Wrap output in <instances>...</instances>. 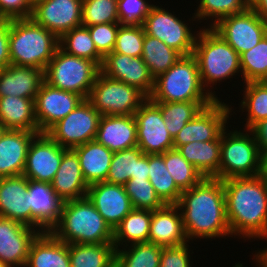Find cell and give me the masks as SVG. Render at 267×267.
Segmentation results:
<instances>
[{
	"mask_svg": "<svg viewBox=\"0 0 267 267\" xmlns=\"http://www.w3.org/2000/svg\"><path fill=\"white\" fill-rule=\"evenodd\" d=\"M223 181L231 236L267 238V171Z\"/></svg>",
	"mask_w": 267,
	"mask_h": 267,
	"instance_id": "1",
	"label": "cell"
},
{
	"mask_svg": "<svg viewBox=\"0 0 267 267\" xmlns=\"http://www.w3.org/2000/svg\"><path fill=\"white\" fill-rule=\"evenodd\" d=\"M176 205L181 210L188 241L231 235L222 180L204 177L189 190L182 191Z\"/></svg>",
	"mask_w": 267,
	"mask_h": 267,
	"instance_id": "2",
	"label": "cell"
},
{
	"mask_svg": "<svg viewBox=\"0 0 267 267\" xmlns=\"http://www.w3.org/2000/svg\"><path fill=\"white\" fill-rule=\"evenodd\" d=\"M50 232L67 244L113 243V229L87 196L64 202L60 220Z\"/></svg>",
	"mask_w": 267,
	"mask_h": 267,
	"instance_id": "3",
	"label": "cell"
},
{
	"mask_svg": "<svg viewBox=\"0 0 267 267\" xmlns=\"http://www.w3.org/2000/svg\"><path fill=\"white\" fill-rule=\"evenodd\" d=\"M59 39L31 18L10 19V64L42 69L54 57Z\"/></svg>",
	"mask_w": 267,
	"mask_h": 267,
	"instance_id": "4",
	"label": "cell"
},
{
	"mask_svg": "<svg viewBox=\"0 0 267 267\" xmlns=\"http://www.w3.org/2000/svg\"><path fill=\"white\" fill-rule=\"evenodd\" d=\"M203 88L196 57L186 55L154 79L153 102H214V92Z\"/></svg>",
	"mask_w": 267,
	"mask_h": 267,
	"instance_id": "5",
	"label": "cell"
},
{
	"mask_svg": "<svg viewBox=\"0 0 267 267\" xmlns=\"http://www.w3.org/2000/svg\"><path fill=\"white\" fill-rule=\"evenodd\" d=\"M193 55L196 57L203 88L242 73L239 54L212 28L197 33ZM212 84V85H211Z\"/></svg>",
	"mask_w": 267,
	"mask_h": 267,
	"instance_id": "6",
	"label": "cell"
},
{
	"mask_svg": "<svg viewBox=\"0 0 267 267\" xmlns=\"http://www.w3.org/2000/svg\"><path fill=\"white\" fill-rule=\"evenodd\" d=\"M226 130L221 133L219 179L254 177L266 172L267 158L259 151L251 131Z\"/></svg>",
	"mask_w": 267,
	"mask_h": 267,
	"instance_id": "7",
	"label": "cell"
},
{
	"mask_svg": "<svg viewBox=\"0 0 267 267\" xmlns=\"http://www.w3.org/2000/svg\"><path fill=\"white\" fill-rule=\"evenodd\" d=\"M99 73L100 67L95 62L70 55L58 47L44 70V81L88 99Z\"/></svg>",
	"mask_w": 267,
	"mask_h": 267,
	"instance_id": "8",
	"label": "cell"
},
{
	"mask_svg": "<svg viewBox=\"0 0 267 267\" xmlns=\"http://www.w3.org/2000/svg\"><path fill=\"white\" fill-rule=\"evenodd\" d=\"M148 97L137 87L110 79L99 73L88 100L106 116L134 115Z\"/></svg>",
	"mask_w": 267,
	"mask_h": 267,
	"instance_id": "9",
	"label": "cell"
},
{
	"mask_svg": "<svg viewBox=\"0 0 267 267\" xmlns=\"http://www.w3.org/2000/svg\"><path fill=\"white\" fill-rule=\"evenodd\" d=\"M101 114L84 99L65 118L54 124L46 134L60 146L73 149L95 140Z\"/></svg>",
	"mask_w": 267,
	"mask_h": 267,
	"instance_id": "10",
	"label": "cell"
},
{
	"mask_svg": "<svg viewBox=\"0 0 267 267\" xmlns=\"http://www.w3.org/2000/svg\"><path fill=\"white\" fill-rule=\"evenodd\" d=\"M153 4L142 24L147 35L157 38L182 56L191 55L197 38L185 21ZM192 32V33H191Z\"/></svg>",
	"mask_w": 267,
	"mask_h": 267,
	"instance_id": "11",
	"label": "cell"
},
{
	"mask_svg": "<svg viewBox=\"0 0 267 267\" xmlns=\"http://www.w3.org/2000/svg\"><path fill=\"white\" fill-rule=\"evenodd\" d=\"M212 28L239 55L254 48L267 35L266 23L251 7L221 19Z\"/></svg>",
	"mask_w": 267,
	"mask_h": 267,
	"instance_id": "12",
	"label": "cell"
},
{
	"mask_svg": "<svg viewBox=\"0 0 267 267\" xmlns=\"http://www.w3.org/2000/svg\"><path fill=\"white\" fill-rule=\"evenodd\" d=\"M134 117L137 122V147L144 154H163L174 148L160 107L149 97L134 113Z\"/></svg>",
	"mask_w": 267,
	"mask_h": 267,
	"instance_id": "13",
	"label": "cell"
},
{
	"mask_svg": "<svg viewBox=\"0 0 267 267\" xmlns=\"http://www.w3.org/2000/svg\"><path fill=\"white\" fill-rule=\"evenodd\" d=\"M232 107L220 100L203 108L192 120L173 138L174 149L193 141L206 142L217 140L226 128Z\"/></svg>",
	"mask_w": 267,
	"mask_h": 267,
	"instance_id": "14",
	"label": "cell"
},
{
	"mask_svg": "<svg viewBox=\"0 0 267 267\" xmlns=\"http://www.w3.org/2000/svg\"><path fill=\"white\" fill-rule=\"evenodd\" d=\"M82 4L83 0H39L33 4L30 18L60 39L82 25Z\"/></svg>",
	"mask_w": 267,
	"mask_h": 267,
	"instance_id": "15",
	"label": "cell"
},
{
	"mask_svg": "<svg viewBox=\"0 0 267 267\" xmlns=\"http://www.w3.org/2000/svg\"><path fill=\"white\" fill-rule=\"evenodd\" d=\"M66 150L46 133H38L29 146L22 175L29 180L52 183Z\"/></svg>",
	"mask_w": 267,
	"mask_h": 267,
	"instance_id": "16",
	"label": "cell"
},
{
	"mask_svg": "<svg viewBox=\"0 0 267 267\" xmlns=\"http://www.w3.org/2000/svg\"><path fill=\"white\" fill-rule=\"evenodd\" d=\"M83 100L84 98L79 94L55 88L43 81L35 98L38 132L46 133Z\"/></svg>",
	"mask_w": 267,
	"mask_h": 267,
	"instance_id": "17",
	"label": "cell"
},
{
	"mask_svg": "<svg viewBox=\"0 0 267 267\" xmlns=\"http://www.w3.org/2000/svg\"><path fill=\"white\" fill-rule=\"evenodd\" d=\"M100 73L104 76L135 86L149 97L154 88V78L142 57H132L111 52L103 57Z\"/></svg>",
	"mask_w": 267,
	"mask_h": 267,
	"instance_id": "18",
	"label": "cell"
},
{
	"mask_svg": "<svg viewBox=\"0 0 267 267\" xmlns=\"http://www.w3.org/2000/svg\"><path fill=\"white\" fill-rule=\"evenodd\" d=\"M39 230L0 216V260L11 267H25L30 246Z\"/></svg>",
	"mask_w": 267,
	"mask_h": 267,
	"instance_id": "19",
	"label": "cell"
},
{
	"mask_svg": "<svg viewBox=\"0 0 267 267\" xmlns=\"http://www.w3.org/2000/svg\"><path fill=\"white\" fill-rule=\"evenodd\" d=\"M28 190L31 228H39L40 232L51 231L60 220L64 201L55 193L51 183L28 179Z\"/></svg>",
	"mask_w": 267,
	"mask_h": 267,
	"instance_id": "20",
	"label": "cell"
},
{
	"mask_svg": "<svg viewBox=\"0 0 267 267\" xmlns=\"http://www.w3.org/2000/svg\"><path fill=\"white\" fill-rule=\"evenodd\" d=\"M86 196L113 230L133 210L123 185L98 182L89 186Z\"/></svg>",
	"mask_w": 267,
	"mask_h": 267,
	"instance_id": "21",
	"label": "cell"
},
{
	"mask_svg": "<svg viewBox=\"0 0 267 267\" xmlns=\"http://www.w3.org/2000/svg\"><path fill=\"white\" fill-rule=\"evenodd\" d=\"M0 216L31 227L28 179L24 175L0 178Z\"/></svg>",
	"mask_w": 267,
	"mask_h": 267,
	"instance_id": "22",
	"label": "cell"
},
{
	"mask_svg": "<svg viewBox=\"0 0 267 267\" xmlns=\"http://www.w3.org/2000/svg\"><path fill=\"white\" fill-rule=\"evenodd\" d=\"M95 140L111 152L137 146V122L134 115H101Z\"/></svg>",
	"mask_w": 267,
	"mask_h": 267,
	"instance_id": "23",
	"label": "cell"
},
{
	"mask_svg": "<svg viewBox=\"0 0 267 267\" xmlns=\"http://www.w3.org/2000/svg\"><path fill=\"white\" fill-rule=\"evenodd\" d=\"M148 242L161 247L177 246L189 242L181 211L176 204H166L163 208L152 211Z\"/></svg>",
	"mask_w": 267,
	"mask_h": 267,
	"instance_id": "24",
	"label": "cell"
},
{
	"mask_svg": "<svg viewBox=\"0 0 267 267\" xmlns=\"http://www.w3.org/2000/svg\"><path fill=\"white\" fill-rule=\"evenodd\" d=\"M38 131L7 130L0 140V178L23 174L32 139Z\"/></svg>",
	"mask_w": 267,
	"mask_h": 267,
	"instance_id": "25",
	"label": "cell"
},
{
	"mask_svg": "<svg viewBox=\"0 0 267 267\" xmlns=\"http://www.w3.org/2000/svg\"><path fill=\"white\" fill-rule=\"evenodd\" d=\"M43 81L42 69L10 64L0 69V97L14 95L35 100Z\"/></svg>",
	"mask_w": 267,
	"mask_h": 267,
	"instance_id": "26",
	"label": "cell"
},
{
	"mask_svg": "<svg viewBox=\"0 0 267 267\" xmlns=\"http://www.w3.org/2000/svg\"><path fill=\"white\" fill-rule=\"evenodd\" d=\"M55 193L62 201L86 197L87 185L80 168L79 158L73 149H67L52 181Z\"/></svg>",
	"mask_w": 267,
	"mask_h": 267,
	"instance_id": "27",
	"label": "cell"
},
{
	"mask_svg": "<svg viewBox=\"0 0 267 267\" xmlns=\"http://www.w3.org/2000/svg\"><path fill=\"white\" fill-rule=\"evenodd\" d=\"M25 267H71L69 244L50 231L40 232L30 246Z\"/></svg>",
	"mask_w": 267,
	"mask_h": 267,
	"instance_id": "28",
	"label": "cell"
},
{
	"mask_svg": "<svg viewBox=\"0 0 267 267\" xmlns=\"http://www.w3.org/2000/svg\"><path fill=\"white\" fill-rule=\"evenodd\" d=\"M88 186L104 182L109 172L113 152L96 140L73 148Z\"/></svg>",
	"mask_w": 267,
	"mask_h": 267,
	"instance_id": "29",
	"label": "cell"
},
{
	"mask_svg": "<svg viewBox=\"0 0 267 267\" xmlns=\"http://www.w3.org/2000/svg\"><path fill=\"white\" fill-rule=\"evenodd\" d=\"M0 123L7 130L38 131L35 100L14 95L0 97Z\"/></svg>",
	"mask_w": 267,
	"mask_h": 267,
	"instance_id": "30",
	"label": "cell"
},
{
	"mask_svg": "<svg viewBox=\"0 0 267 267\" xmlns=\"http://www.w3.org/2000/svg\"><path fill=\"white\" fill-rule=\"evenodd\" d=\"M221 136L217 140L191 143L178 148L181 155L206 178L219 179Z\"/></svg>",
	"mask_w": 267,
	"mask_h": 267,
	"instance_id": "31",
	"label": "cell"
},
{
	"mask_svg": "<svg viewBox=\"0 0 267 267\" xmlns=\"http://www.w3.org/2000/svg\"><path fill=\"white\" fill-rule=\"evenodd\" d=\"M151 218L152 211L143 209H133L126 215L113 230L115 249L122 245L129 246L131 242L132 244L148 242Z\"/></svg>",
	"mask_w": 267,
	"mask_h": 267,
	"instance_id": "32",
	"label": "cell"
},
{
	"mask_svg": "<svg viewBox=\"0 0 267 267\" xmlns=\"http://www.w3.org/2000/svg\"><path fill=\"white\" fill-rule=\"evenodd\" d=\"M113 243L69 244L71 267H115Z\"/></svg>",
	"mask_w": 267,
	"mask_h": 267,
	"instance_id": "33",
	"label": "cell"
},
{
	"mask_svg": "<svg viewBox=\"0 0 267 267\" xmlns=\"http://www.w3.org/2000/svg\"><path fill=\"white\" fill-rule=\"evenodd\" d=\"M141 57L148 67L150 75L156 79L173 66L182 55L157 38L145 33Z\"/></svg>",
	"mask_w": 267,
	"mask_h": 267,
	"instance_id": "34",
	"label": "cell"
},
{
	"mask_svg": "<svg viewBox=\"0 0 267 267\" xmlns=\"http://www.w3.org/2000/svg\"><path fill=\"white\" fill-rule=\"evenodd\" d=\"M129 247L116 250L115 267H159L163 247L151 242L131 243Z\"/></svg>",
	"mask_w": 267,
	"mask_h": 267,
	"instance_id": "35",
	"label": "cell"
},
{
	"mask_svg": "<svg viewBox=\"0 0 267 267\" xmlns=\"http://www.w3.org/2000/svg\"><path fill=\"white\" fill-rule=\"evenodd\" d=\"M148 180L165 204H177L179 202L182 191L168 172L164 157L161 154L149 155Z\"/></svg>",
	"mask_w": 267,
	"mask_h": 267,
	"instance_id": "36",
	"label": "cell"
},
{
	"mask_svg": "<svg viewBox=\"0 0 267 267\" xmlns=\"http://www.w3.org/2000/svg\"><path fill=\"white\" fill-rule=\"evenodd\" d=\"M162 112L165 126L174 138L203 108L213 102H155Z\"/></svg>",
	"mask_w": 267,
	"mask_h": 267,
	"instance_id": "37",
	"label": "cell"
},
{
	"mask_svg": "<svg viewBox=\"0 0 267 267\" xmlns=\"http://www.w3.org/2000/svg\"><path fill=\"white\" fill-rule=\"evenodd\" d=\"M59 47L66 53L95 62L99 67L103 56L97 51L88 27L78 26L59 39Z\"/></svg>",
	"mask_w": 267,
	"mask_h": 267,
	"instance_id": "38",
	"label": "cell"
},
{
	"mask_svg": "<svg viewBox=\"0 0 267 267\" xmlns=\"http://www.w3.org/2000/svg\"><path fill=\"white\" fill-rule=\"evenodd\" d=\"M245 85L240 107L248 111L244 129L249 130L260 120L267 119V81H251Z\"/></svg>",
	"mask_w": 267,
	"mask_h": 267,
	"instance_id": "39",
	"label": "cell"
},
{
	"mask_svg": "<svg viewBox=\"0 0 267 267\" xmlns=\"http://www.w3.org/2000/svg\"><path fill=\"white\" fill-rule=\"evenodd\" d=\"M161 155L164 157L168 172L181 191L189 190L204 178L202 174L181 155L178 149H170Z\"/></svg>",
	"mask_w": 267,
	"mask_h": 267,
	"instance_id": "40",
	"label": "cell"
},
{
	"mask_svg": "<svg viewBox=\"0 0 267 267\" xmlns=\"http://www.w3.org/2000/svg\"><path fill=\"white\" fill-rule=\"evenodd\" d=\"M244 83L267 81V35L251 50L239 55Z\"/></svg>",
	"mask_w": 267,
	"mask_h": 267,
	"instance_id": "41",
	"label": "cell"
},
{
	"mask_svg": "<svg viewBox=\"0 0 267 267\" xmlns=\"http://www.w3.org/2000/svg\"><path fill=\"white\" fill-rule=\"evenodd\" d=\"M250 7L249 0H200V4L195 10L192 20H205L210 19L213 24L209 25L213 27L221 19L241 13ZM212 18V19H211Z\"/></svg>",
	"mask_w": 267,
	"mask_h": 267,
	"instance_id": "42",
	"label": "cell"
},
{
	"mask_svg": "<svg viewBox=\"0 0 267 267\" xmlns=\"http://www.w3.org/2000/svg\"><path fill=\"white\" fill-rule=\"evenodd\" d=\"M144 153L136 146L119 152H114L106 182L125 185L131 176H135L136 161Z\"/></svg>",
	"mask_w": 267,
	"mask_h": 267,
	"instance_id": "43",
	"label": "cell"
},
{
	"mask_svg": "<svg viewBox=\"0 0 267 267\" xmlns=\"http://www.w3.org/2000/svg\"><path fill=\"white\" fill-rule=\"evenodd\" d=\"M123 186L130 198L133 209L154 211L166 205L156 194L148 179H129Z\"/></svg>",
	"mask_w": 267,
	"mask_h": 267,
	"instance_id": "44",
	"label": "cell"
},
{
	"mask_svg": "<svg viewBox=\"0 0 267 267\" xmlns=\"http://www.w3.org/2000/svg\"><path fill=\"white\" fill-rule=\"evenodd\" d=\"M118 0H83L82 25L119 23Z\"/></svg>",
	"mask_w": 267,
	"mask_h": 267,
	"instance_id": "45",
	"label": "cell"
},
{
	"mask_svg": "<svg viewBox=\"0 0 267 267\" xmlns=\"http://www.w3.org/2000/svg\"><path fill=\"white\" fill-rule=\"evenodd\" d=\"M145 30L141 24H121L113 52L127 56L141 57Z\"/></svg>",
	"mask_w": 267,
	"mask_h": 267,
	"instance_id": "46",
	"label": "cell"
},
{
	"mask_svg": "<svg viewBox=\"0 0 267 267\" xmlns=\"http://www.w3.org/2000/svg\"><path fill=\"white\" fill-rule=\"evenodd\" d=\"M121 23H105L88 26V30L97 51L104 57L113 52L116 35Z\"/></svg>",
	"mask_w": 267,
	"mask_h": 267,
	"instance_id": "47",
	"label": "cell"
},
{
	"mask_svg": "<svg viewBox=\"0 0 267 267\" xmlns=\"http://www.w3.org/2000/svg\"><path fill=\"white\" fill-rule=\"evenodd\" d=\"M147 0H118V16L121 24H143L153 5Z\"/></svg>",
	"mask_w": 267,
	"mask_h": 267,
	"instance_id": "48",
	"label": "cell"
},
{
	"mask_svg": "<svg viewBox=\"0 0 267 267\" xmlns=\"http://www.w3.org/2000/svg\"><path fill=\"white\" fill-rule=\"evenodd\" d=\"M188 242L170 247H163L159 267H191Z\"/></svg>",
	"mask_w": 267,
	"mask_h": 267,
	"instance_id": "49",
	"label": "cell"
},
{
	"mask_svg": "<svg viewBox=\"0 0 267 267\" xmlns=\"http://www.w3.org/2000/svg\"><path fill=\"white\" fill-rule=\"evenodd\" d=\"M32 9L33 3L30 0H0V17L30 18Z\"/></svg>",
	"mask_w": 267,
	"mask_h": 267,
	"instance_id": "50",
	"label": "cell"
},
{
	"mask_svg": "<svg viewBox=\"0 0 267 267\" xmlns=\"http://www.w3.org/2000/svg\"><path fill=\"white\" fill-rule=\"evenodd\" d=\"M9 28L10 19L0 17V69L10 65Z\"/></svg>",
	"mask_w": 267,
	"mask_h": 267,
	"instance_id": "51",
	"label": "cell"
},
{
	"mask_svg": "<svg viewBox=\"0 0 267 267\" xmlns=\"http://www.w3.org/2000/svg\"><path fill=\"white\" fill-rule=\"evenodd\" d=\"M259 151L267 158V119L260 120L250 129Z\"/></svg>",
	"mask_w": 267,
	"mask_h": 267,
	"instance_id": "52",
	"label": "cell"
},
{
	"mask_svg": "<svg viewBox=\"0 0 267 267\" xmlns=\"http://www.w3.org/2000/svg\"><path fill=\"white\" fill-rule=\"evenodd\" d=\"M149 176V155L143 154L136 161L135 176H131V179H148Z\"/></svg>",
	"mask_w": 267,
	"mask_h": 267,
	"instance_id": "53",
	"label": "cell"
},
{
	"mask_svg": "<svg viewBox=\"0 0 267 267\" xmlns=\"http://www.w3.org/2000/svg\"><path fill=\"white\" fill-rule=\"evenodd\" d=\"M250 7L262 18L267 25V0H251Z\"/></svg>",
	"mask_w": 267,
	"mask_h": 267,
	"instance_id": "54",
	"label": "cell"
},
{
	"mask_svg": "<svg viewBox=\"0 0 267 267\" xmlns=\"http://www.w3.org/2000/svg\"><path fill=\"white\" fill-rule=\"evenodd\" d=\"M254 260L258 263V267H267V248H264L262 251L260 250L259 252H257V254L254 255Z\"/></svg>",
	"mask_w": 267,
	"mask_h": 267,
	"instance_id": "55",
	"label": "cell"
},
{
	"mask_svg": "<svg viewBox=\"0 0 267 267\" xmlns=\"http://www.w3.org/2000/svg\"><path fill=\"white\" fill-rule=\"evenodd\" d=\"M6 131L7 129L5 128V126L2 123H0V140Z\"/></svg>",
	"mask_w": 267,
	"mask_h": 267,
	"instance_id": "56",
	"label": "cell"
},
{
	"mask_svg": "<svg viewBox=\"0 0 267 267\" xmlns=\"http://www.w3.org/2000/svg\"><path fill=\"white\" fill-rule=\"evenodd\" d=\"M0 267H11V266L8 265V264H6V263H4V262H2V261L0 260Z\"/></svg>",
	"mask_w": 267,
	"mask_h": 267,
	"instance_id": "57",
	"label": "cell"
},
{
	"mask_svg": "<svg viewBox=\"0 0 267 267\" xmlns=\"http://www.w3.org/2000/svg\"><path fill=\"white\" fill-rule=\"evenodd\" d=\"M33 4L35 3V2H37V1H39V0H30Z\"/></svg>",
	"mask_w": 267,
	"mask_h": 267,
	"instance_id": "58",
	"label": "cell"
}]
</instances>
